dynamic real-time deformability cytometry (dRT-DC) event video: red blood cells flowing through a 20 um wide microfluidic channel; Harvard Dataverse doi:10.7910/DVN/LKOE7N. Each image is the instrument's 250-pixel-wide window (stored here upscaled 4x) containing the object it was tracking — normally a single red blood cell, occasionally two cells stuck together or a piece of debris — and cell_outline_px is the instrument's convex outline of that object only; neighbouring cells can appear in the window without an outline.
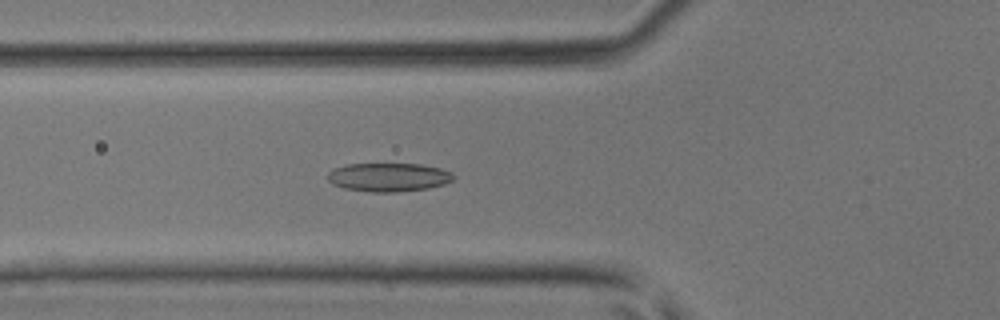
{"species": "common noctule bat (a hibernating species)", "species_latin": "Nyctalus noctula", "temperature_condition": "room temperature", "stored_images_in_passage": 32, "camera_frame_rate_fps": 3000, "um_per_image_px": 0.085, "animal": {"sex": "male", "body_mass_g": 17.9, "forearm_length_mm": 54.2}, "frame": {"image": 1, "passage_image": 4, "time_ms": 1.0, "image_size_px": [1000, 320], "cell_outline_px": [[456, 176], [452, 180], [444, 184], [428, 188], [396, 192], [372, 192], [344, 188], [332, 184], [328, 180], [328, 172], [336, 168], [348, 164], [420, 164], [440, 168], [452, 172]], "centroid_in_image_um": [33.05, 15.06], "position_along_channel_um": 92.8, "area_um2": 20.92}}
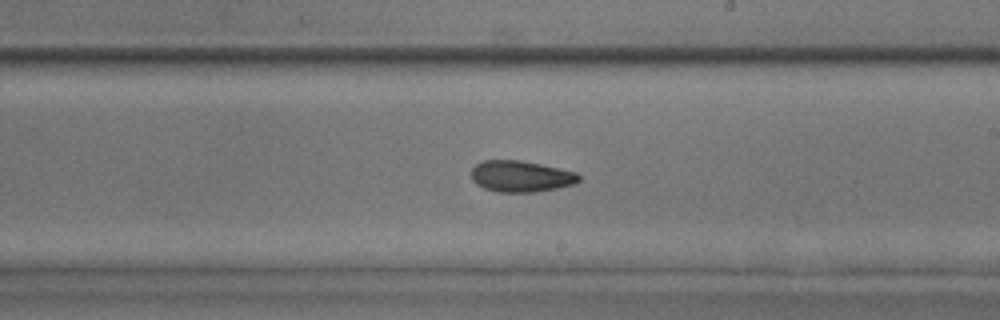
{"frame": {"image": 2, "passage_image": 14, "time_ms": 4.333, "image_size_px": [1000, 320], "cell_outline_px": [[580, 180], [572, 184], [556, 188], [536, 192], [496, 192], [484, 188], [476, 184], [472, 180], [472, 168], [476, 164], [484, 160], [520, 160], [540, 164], [576, 172], [580, 176]], "centroid_in_image_um": [44.25, 14.99], "position_along_channel_um": 244.8, "area_um2": 19.54}}
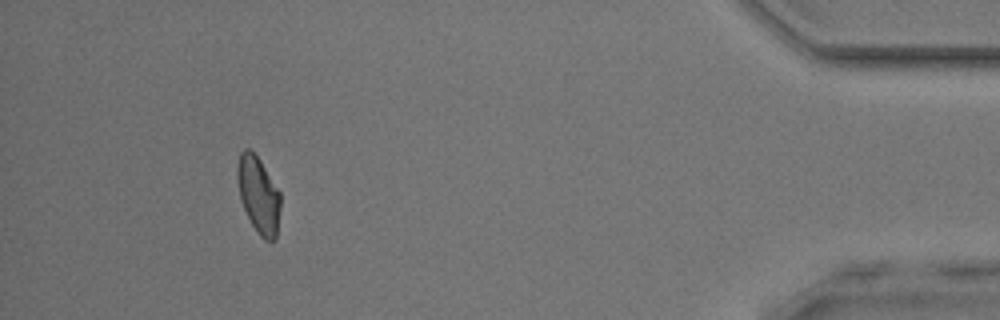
{"frame": {"image": 3, "passage_image": 29, "time_ms": 9.333, "image_size_px": [1000, 320], "cell_outline_px": [[280, 208], [276, 240], [272, 244], [264, 240], [260, 236], [252, 224], [240, 200], [236, 176], [236, 168], [240, 152], [244, 148], [248, 148], [260, 160], [280, 192]], "centroid_in_image_um": [21.97, 16.59], "position_along_channel_um": 413.2, "area_um2": 19.42}}